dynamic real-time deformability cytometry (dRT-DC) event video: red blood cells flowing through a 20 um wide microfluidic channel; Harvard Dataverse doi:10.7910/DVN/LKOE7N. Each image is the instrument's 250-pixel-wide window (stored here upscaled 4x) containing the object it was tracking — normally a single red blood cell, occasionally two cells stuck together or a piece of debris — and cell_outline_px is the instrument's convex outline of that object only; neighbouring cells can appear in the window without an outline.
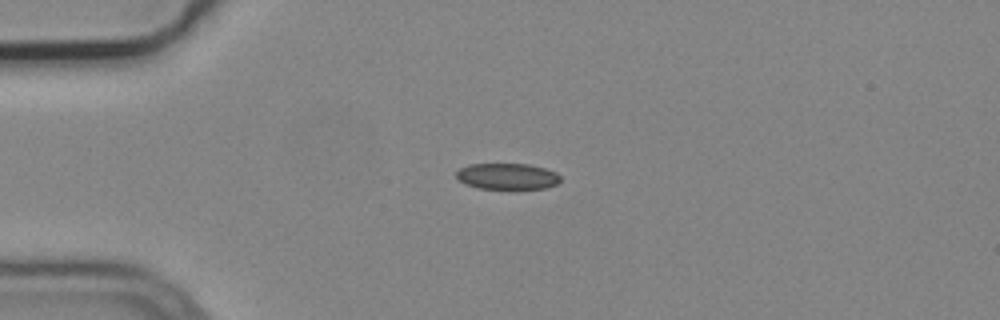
{"species": "common noctule bat (a hibernating species)", "species_latin": "Nyctalus noctula", "temperature_condition": "cold", "stored_images_in_passage": 4, "camera_frame_rate_fps": 3000, "um_per_image_px": 0.085, "animal": {"sex": "male", "body_mass_g": 19.2, "forearm_length_mm": 51.8}, "frame": {"image": 1, "passage_image": 3, "time_ms": 0.667, "image_size_px": [1000, 320], "cell_outline_px": [[560, 180], [556, 184], [548, 188], [476, 188], [464, 184], [456, 176], [456, 172], [460, 168], [468, 164], [528, 164], [544, 168], [556, 172], [560, 176]], "centroid_in_image_um": [43.1, 14.98], "position_along_channel_um": 41.9, "area_um2": 15.78}}